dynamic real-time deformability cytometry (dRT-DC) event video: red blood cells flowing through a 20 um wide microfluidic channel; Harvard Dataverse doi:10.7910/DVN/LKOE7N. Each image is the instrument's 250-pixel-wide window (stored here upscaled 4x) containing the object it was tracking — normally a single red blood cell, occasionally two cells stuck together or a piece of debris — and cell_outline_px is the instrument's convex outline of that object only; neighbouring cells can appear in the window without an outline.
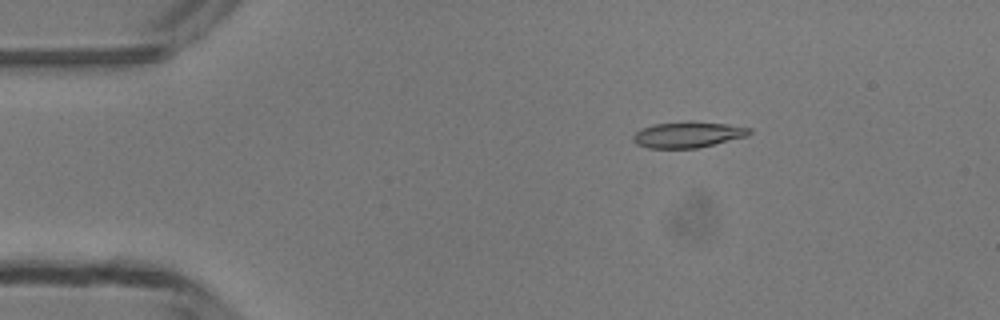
{"species": "common noctule bat (a hibernating species)", "species_latin": "Nyctalus noctula", "temperature_condition": "room temperature", "stored_images_in_passage": 49, "camera_frame_rate_fps": 3000, "um_per_image_px": 0.085, "animal": {"sex": "male", "body_mass_g": 13.3}, "frame": {"image": 1, "passage_image": 8, "time_ms": 2.333, "image_size_px": [1000, 320], "cell_outline_px": [[752, 132], [748, 136], [696, 148], [648, 148], [636, 144], [632, 140], [632, 136], [640, 128], [656, 124], [688, 120], [724, 124], [752, 128]], "centroid_in_image_um": [58.45, 11.43], "position_along_channel_um": 26.6, "area_um2": 17.69}}
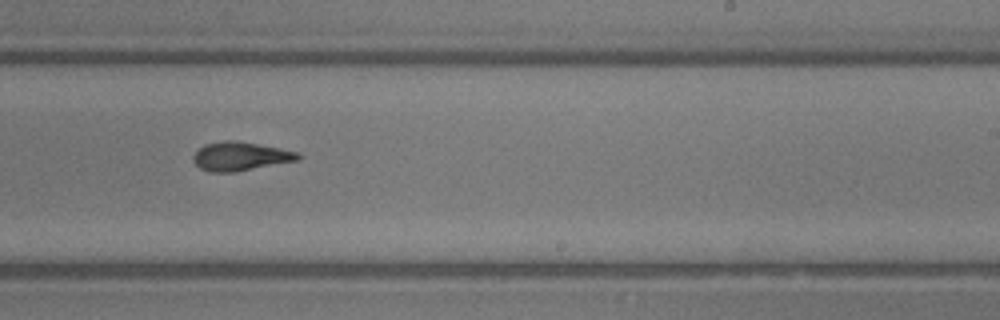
{"frame": {"image": 2, "passage_image": 30, "time_ms": 9.667, "image_size_px": [1000, 320], "cell_outline_px": [[304, 156], [300, 160], [236, 172], [212, 172], [200, 168], [192, 160], [192, 156], [204, 144], [224, 140], [236, 140], [280, 148], [300, 152]], "centroid_in_image_um": [20.48, 13.28], "position_along_channel_um": 268.5, "area_um2": 17.8}}
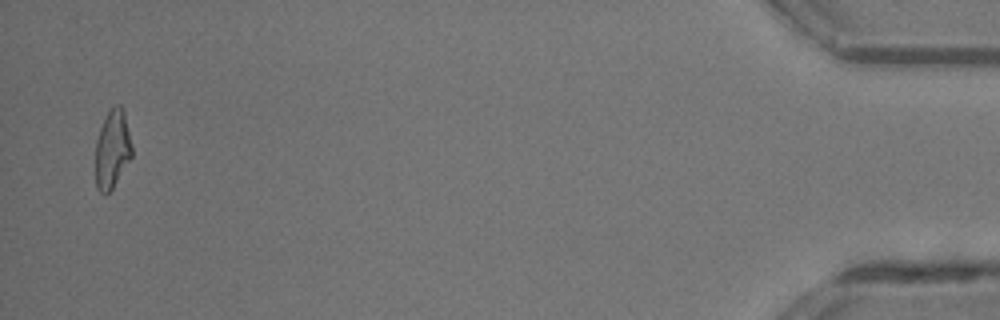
{"frame": {"image": 3, "passage_image": 48, "time_ms": 15.667, "image_size_px": [1000, 320], "cell_outline_px": [[132, 156], [112, 188], [104, 196], [96, 188], [96, 140], [100, 128], [108, 112], [116, 104], [120, 104], [124, 108], [132, 144]], "centroid_in_image_um": [9.56, 12.67], "position_along_channel_um": 425.6, "area_um2": 16.65}, "authors_computed_cell_mechanics": {"area_um2": 17.5134, "velocity_mm_per_s": 4.1678, "shape_relaxation_time_tau1_ms": 4.5393, "shape_relaxation_time_tau2_ms": 1.8592, "deformation_change_tau1": 0.1887, "deformation_change_tau2": 0.0848}}